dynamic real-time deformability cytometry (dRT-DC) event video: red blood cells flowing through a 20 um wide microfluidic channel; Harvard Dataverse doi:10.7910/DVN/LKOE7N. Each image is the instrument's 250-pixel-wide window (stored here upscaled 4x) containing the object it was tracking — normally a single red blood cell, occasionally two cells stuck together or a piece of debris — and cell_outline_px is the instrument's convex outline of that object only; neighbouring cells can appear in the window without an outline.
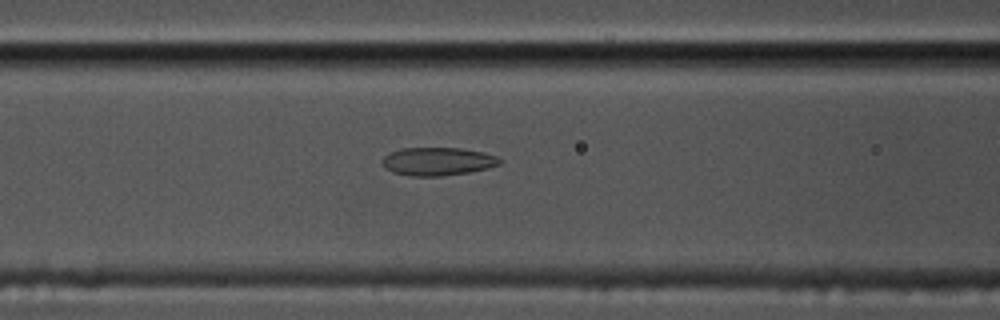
{"species": "common noctule bat (a hibernating species)", "species_latin": "Nyctalus noctula", "temperature_condition": "cold", "stored_images_in_passage": 50, "camera_frame_rate_fps": 3000, "um_per_image_px": 0.085, "animal": {"sex": "male", "body_mass_g": 17.5, "forearm_length_mm": 52.3}, "frame": {"image": 1, "passage_image": 24, "time_ms": 7.667, "image_size_px": [1000, 320], "cell_outline_px": [[500, 164], [488, 168], [468, 172], [440, 176], [412, 176], [392, 172], [384, 168], [384, 156], [400, 148], [460, 148], [484, 152], [496, 156], [500, 160]], "centroid_in_image_um": [37.2, 13.72], "position_along_channel_um": 129.4, "area_um2": 19.07}}
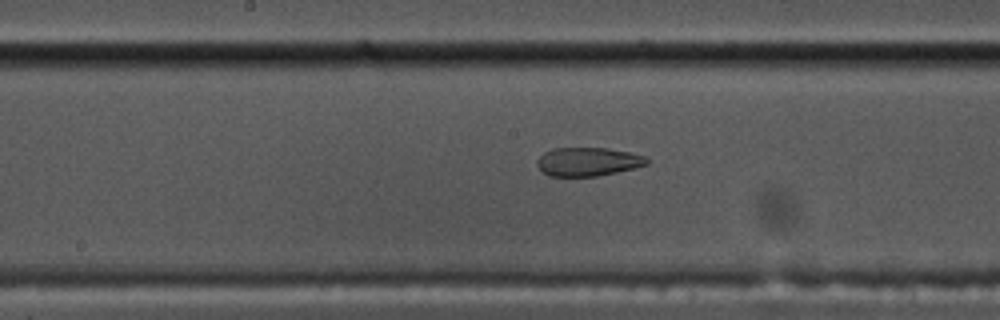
{"frame": {"image": 2, "passage_image": 30, "time_ms": 9.667, "image_size_px": [1000, 320], "cell_outline_px": [[648, 164], [616, 172], [596, 176], [548, 176], [536, 164], [536, 160], [544, 152], [552, 148], [608, 148], [628, 152], [644, 156], [648, 160]], "centroid_in_image_um": [49.93, 13.74], "position_along_channel_um": 198.3, "area_um2": 18.15}}
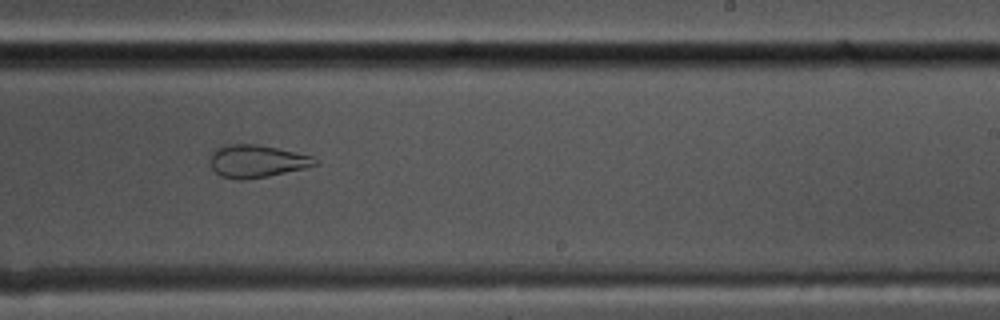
{"frame": {"image": 3, "passage_image": 36, "time_ms": 11.667, "image_size_px": [1000, 320], "cell_outline_px": [[320, 164], [304, 168], [268, 176], [244, 180], [236, 180], [220, 176], [212, 168], [208, 160], [212, 152], [216, 148], [224, 144], [256, 144], [276, 148], [312, 156], [320, 160]], "centroid_in_image_um": [21.8, 13.7], "position_along_channel_um": 267.2, "area_um2": 20.11}, "authors_computed_cell_mechanics": {"area_um2": 19.8832, "velocity_mm_per_s": 3.4508, "shape_relaxation_time_tau1_ms": null, "shape_relaxation_time_tau2_ms": 1.9234, "deformation_change_tau1": null, "deformation_change_tau2": 0.0772}}